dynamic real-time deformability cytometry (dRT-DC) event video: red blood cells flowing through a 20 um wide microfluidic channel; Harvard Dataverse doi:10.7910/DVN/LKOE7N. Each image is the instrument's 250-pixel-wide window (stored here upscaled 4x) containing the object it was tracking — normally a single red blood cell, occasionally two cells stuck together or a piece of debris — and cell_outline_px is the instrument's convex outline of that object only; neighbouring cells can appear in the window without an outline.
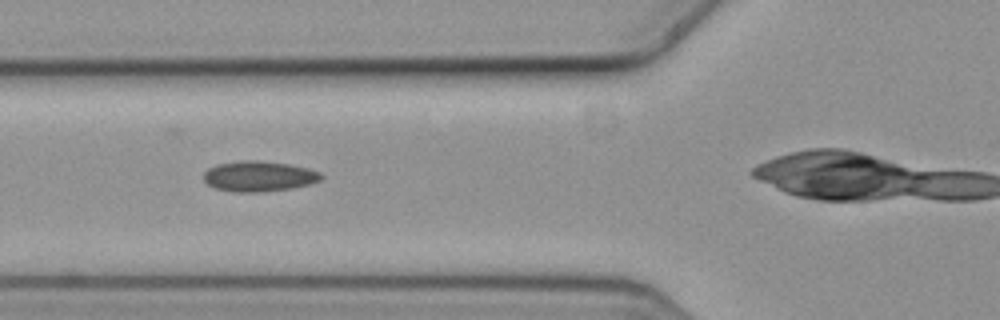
{"species": "common noctule bat (a hibernating species)", "species_latin": "Nyctalus noctula", "temperature_condition": "cold", "stored_images_in_passage": 15, "camera_frame_rate_fps": 3000, "um_per_image_px": 0.085, "animal": {"sex": "female", "body_mass_g": 19.3, "forearm_length_mm": 54.1}, "frame": {"image": 1, "passage_image": 3, "time_ms": 0.667, "image_size_px": [1000, 320], "cell_outline_px": [[324, 176], [320, 180], [308, 184], [292, 188], [260, 192], [232, 192], [216, 188], [208, 184], [204, 180], [204, 172], [208, 168], [216, 164], [240, 160], [260, 160], [288, 164], [308, 168], [320, 172]], "centroid_in_image_um": [21.99, 14.97], "position_along_channel_um": 103.8, "area_um2": 20.92}}
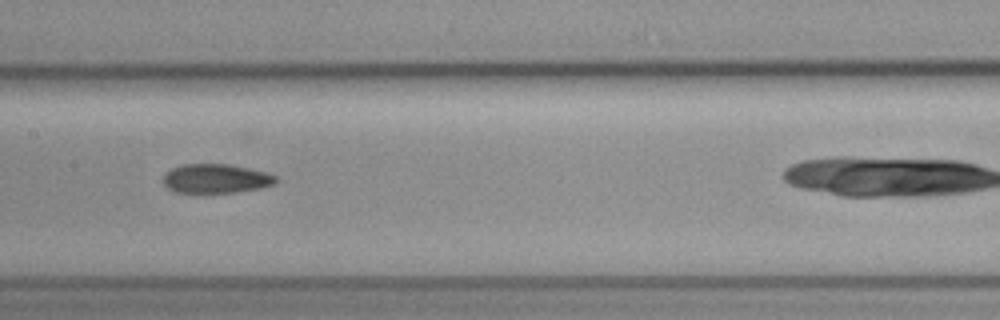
{"frame": {"image": 2, "passage_image": 5, "time_ms": 1.333, "image_size_px": [1000, 320], "cell_outline_px": [[280, 180], [276, 184], [260, 188], [236, 192], [196, 196], [176, 192], [168, 188], [164, 184], [164, 176], [172, 168], [184, 164], [228, 164], [268, 172], [276, 176]], "centroid_in_image_um": [18.37, 15.23], "position_along_channel_um": 189.0, "area_um2": 19.94}}